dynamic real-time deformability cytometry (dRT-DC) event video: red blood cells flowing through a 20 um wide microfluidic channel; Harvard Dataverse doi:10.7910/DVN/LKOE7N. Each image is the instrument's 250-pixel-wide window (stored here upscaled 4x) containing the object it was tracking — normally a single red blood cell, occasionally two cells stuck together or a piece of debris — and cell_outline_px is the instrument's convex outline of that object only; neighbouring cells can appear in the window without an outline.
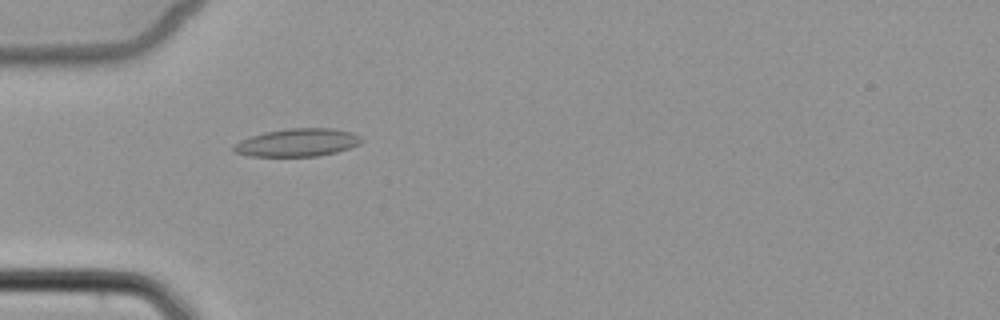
{"species": "common noctule bat (a hibernating species)", "species_latin": "Nyctalus noctula", "temperature_condition": "cold", "stored_images_in_passage": 3, "camera_frame_rate_fps": 3000, "um_per_image_px": 0.085, "animal": {"sex": "female", "body_mass_g": 22.7, "forearm_length_mm": 54.2}, "frame": {"image": 1, "passage_image": 2, "time_ms": 1.0, "image_size_px": [1000, 320], "cell_outline_px": [[364, 140], [360, 144], [336, 152], [316, 156], [248, 156], [236, 152], [232, 148], [240, 140], [264, 132], [288, 128], [332, 128], [352, 132], [360, 136]], "centroid_in_image_um": [25.31, 12.11], "position_along_channel_um": 59.7, "area_um2": 20.69}}
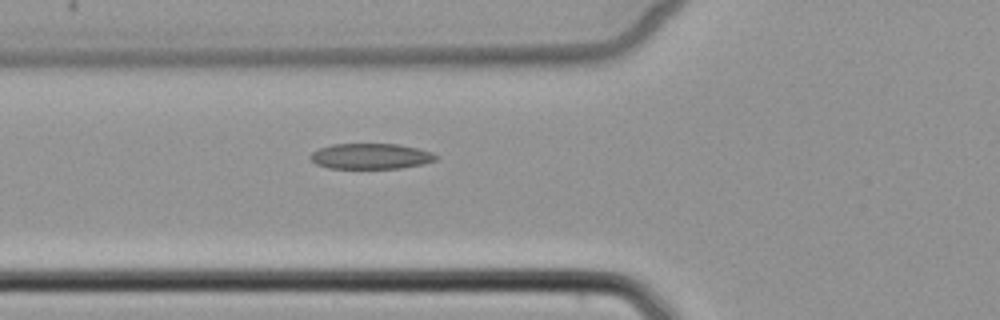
{"frame": {"image": 2, "passage_image": 3, "time_ms": 2.0, "image_size_px": [1000, 320], "cell_outline_px": [[440, 156], [436, 160], [424, 164], [400, 168], [328, 168], [316, 164], [308, 156], [312, 152], [320, 148], [332, 144], [400, 144], [420, 148], [432, 152]], "centroid_in_image_um": [31.56, 13.27], "position_along_channel_um": 94.2, "area_um2": 18.9}}